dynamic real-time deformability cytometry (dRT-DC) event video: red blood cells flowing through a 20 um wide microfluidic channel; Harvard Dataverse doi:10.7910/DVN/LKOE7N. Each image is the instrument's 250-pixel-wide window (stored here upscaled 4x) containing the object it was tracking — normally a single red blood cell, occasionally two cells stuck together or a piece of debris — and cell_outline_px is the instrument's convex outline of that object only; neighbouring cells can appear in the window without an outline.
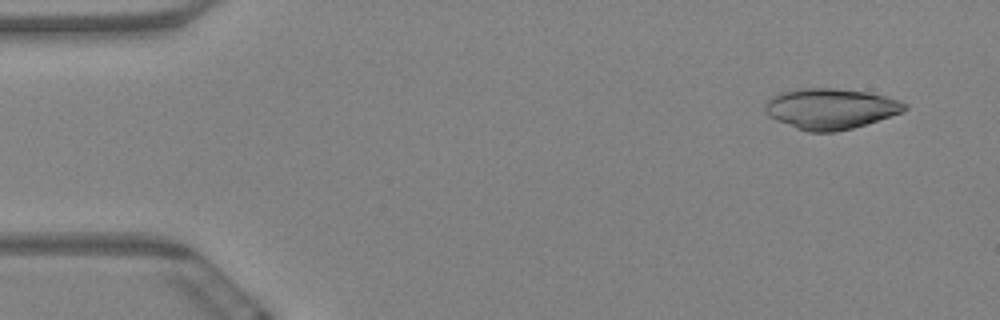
{"species": "Egyptian fruit bat (a non-hibernating species)", "species_latin": "Rousettus aegyptiacus", "temperature_condition": "warm", "stored_images_in_passage": 5, "camera_frame_rate_fps": 3000, "um_per_image_px": 0.085, "animal": {"sex": "female"}, "frame": {"image": 1, "passage_image": 1, "time_ms": 0.0, "image_size_px": [1000, 320], "cell_outline_px": [[908, 108], [904, 112], [852, 128], [836, 132], [808, 132], [796, 128], [776, 120], [768, 116], [764, 112], [764, 104], [772, 96], [780, 92], [804, 88], [832, 88], [868, 92], [884, 96], [908, 104]], "centroid_in_image_um": [70.57, 9.24], "position_along_channel_um": 14.4, "area_um2": 33.06}}
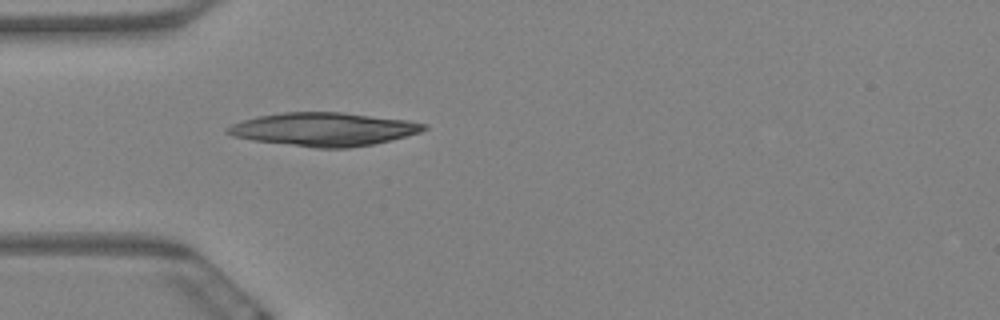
{"frame": {"image": 2, "passage_image": 5, "time_ms": 1.333, "image_size_px": [1000, 320], "cell_outline_px": [[428, 128], [420, 132], [372, 144], [348, 148], [316, 148], [252, 140], [232, 136], [224, 132], [224, 128], [232, 124], [244, 120], [260, 116], [284, 112], [340, 112], [408, 120], [428, 124]], "centroid_in_image_um": [27.49, 10.99], "position_along_channel_um": 57.5, "area_um2": 37.97}}